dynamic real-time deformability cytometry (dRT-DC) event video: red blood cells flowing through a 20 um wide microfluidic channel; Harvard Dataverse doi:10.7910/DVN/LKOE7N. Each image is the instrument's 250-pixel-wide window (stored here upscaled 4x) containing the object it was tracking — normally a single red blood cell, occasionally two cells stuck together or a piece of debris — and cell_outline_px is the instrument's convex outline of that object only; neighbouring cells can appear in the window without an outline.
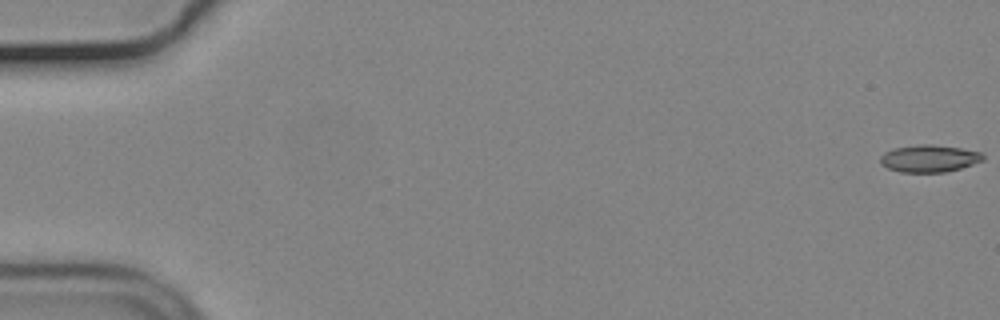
{"species": "common noctule bat (a hibernating species)", "species_latin": "Nyctalus noctula", "temperature_condition": "cold", "stored_images_in_passage": 57, "camera_frame_rate_fps": 3000, "um_per_image_px": 0.085, "animal": {"sex": "male", "body_mass_g": 19.2, "forearm_length_mm": 51.8}, "frame": {"image": 1, "passage_image": 1, "time_ms": 0.0, "image_size_px": [1000, 320], "cell_outline_px": [[984, 160], [960, 168], [944, 172], [900, 172], [888, 168], [880, 164], [880, 156], [884, 152], [892, 148], [920, 144], [932, 144], [960, 148], [984, 152]], "centroid_in_image_um": [78.97, 13.46], "position_along_channel_um": 6.0, "area_um2": 16.42}}
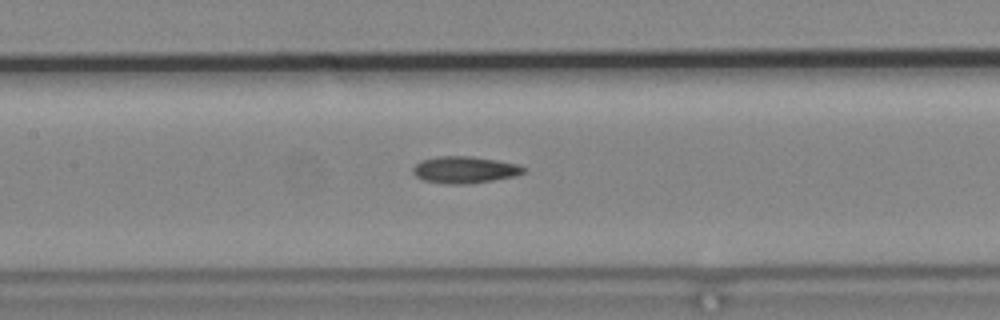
{"frame": {"image": 2, "passage_image": 27, "time_ms": 8.667, "image_size_px": [1000, 320], "cell_outline_px": [[528, 168], [524, 172], [516, 176], [468, 184], [444, 184], [424, 180], [416, 176], [412, 172], [412, 168], [420, 160], [440, 156], [472, 156], [496, 160], [516, 164]], "centroid_in_image_um": [39.49, 14.43], "position_along_channel_um": 167.9, "area_um2": 17.34}}
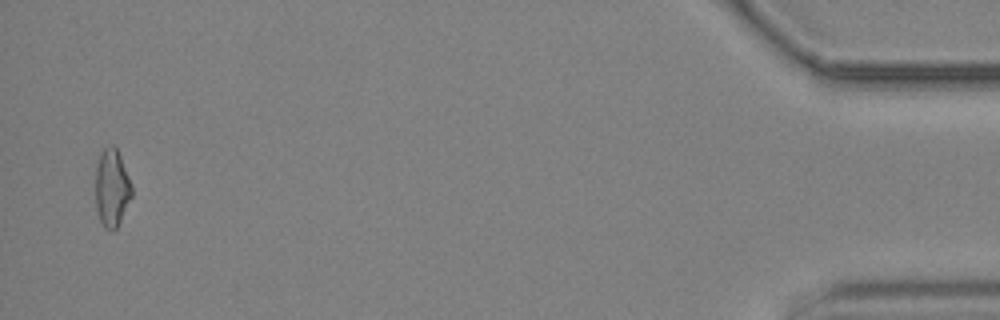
{"frame": {"image": 3, "passage_image": 55, "time_ms": 18.0, "image_size_px": [1000, 320], "cell_outline_px": [[132, 196], [116, 228], [112, 232], [104, 228], [100, 220], [96, 208], [96, 168], [100, 152], [108, 144], [112, 144], [116, 148], [120, 156], [132, 184]], "centroid_in_image_um": [9.5, 15.96], "position_along_channel_um": 425.7, "area_um2": 16.42}, "authors_computed_cell_mechanics": {"area_um2": 16.5308, "velocity_mm_per_s": 3.7156, "shape_relaxation_time_tau1_ms": null, "shape_relaxation_time_tau2_ms": 7.6123, "deformation_change_tau1": null, "deformation_change_tau2": 0.1741}}